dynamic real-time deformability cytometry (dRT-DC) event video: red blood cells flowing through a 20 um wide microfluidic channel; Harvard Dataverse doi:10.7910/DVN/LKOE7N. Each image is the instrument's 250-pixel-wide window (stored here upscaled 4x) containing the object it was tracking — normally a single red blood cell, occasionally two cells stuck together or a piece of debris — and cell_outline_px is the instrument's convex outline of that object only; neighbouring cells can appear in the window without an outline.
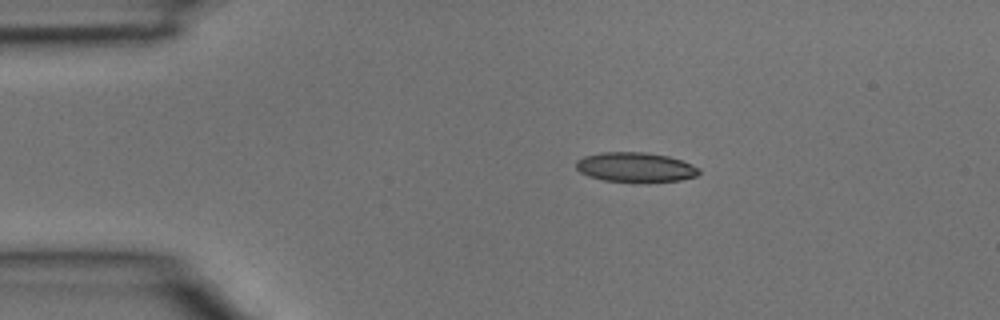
{"species": "common noctule bat (a hibernating species)", "species_latin": "Nyctalus noctula", "temperature_condition": "room temperature", "stored_images_in_passage": 4, "camera_frame_rate_fps": 3000, "um_per_image_px": 0.085, "animal": {"sex": "male", "body_mass_g": 15.6}, "frame": {"image": 1, "passage_image": 3, "time_ms": 0.667, "image_size_px": [1000, 320], "cell_outline_px": [[700, 172], [696, 176], [680, 180], [604, 180], [588, 176], [580, 172], [576, 168], [576, 160], [584, 156], [600, 152], [644, 152], [668, 156], [692, 164], [700, 168]], "centroid_in_image_um": [53.98, 14.18], "position_along_channel_um": 31.0, "area_um2": 20.69}}